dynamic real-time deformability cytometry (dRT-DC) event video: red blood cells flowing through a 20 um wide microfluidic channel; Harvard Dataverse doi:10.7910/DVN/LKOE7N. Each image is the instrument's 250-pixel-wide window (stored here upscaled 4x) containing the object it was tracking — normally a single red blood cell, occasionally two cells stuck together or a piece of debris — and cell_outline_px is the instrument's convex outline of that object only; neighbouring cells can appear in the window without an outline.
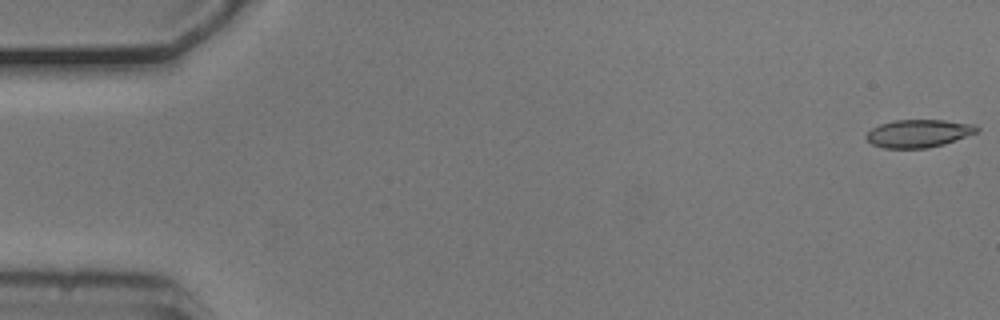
{"species": "common noctule bat (a hibernating species)", "species_latin": "Nyctalus noctula", "temperature_condition": "cold", "stored_images_in_passage": 54, "camera_frame_rate_fps": 3000, "um_per_image_px": 0.085, "animal": {"sex": "male", "body_mass_g": 20.5, "forearm_length_mm": 52.5}, "frame": {"image": 1, "passage_image": 1, "time_ms": 0.0, "image_size_px": [1000, 320], "cell_outline_px": [[980, 128], [976, 132], [944, 144], [928, 148], [884, 148], [872, 144], [868, 140], [868, 132], [872, 128], [880, 124], [892, 120], [944, 120], [976, 124]], "centroid_in_image_um": [78.09, 11.33], "position_along_channel_um": 6.9, "area_um2": 17.8}}
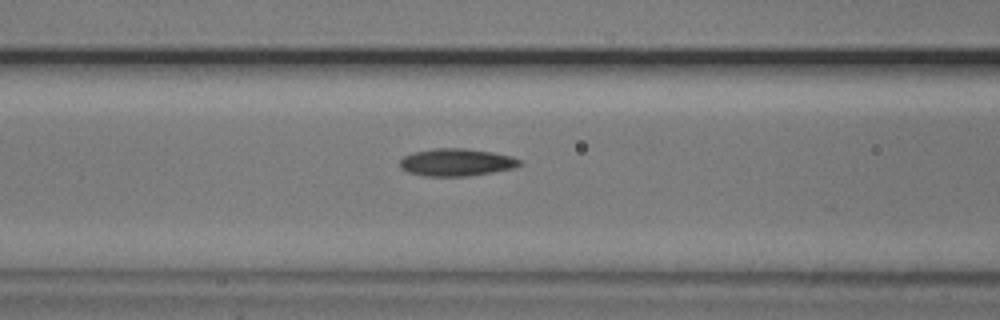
{"frame": {"image": 2, "passage_image": 22, "time_ms": 7.0, "image_size_px": [1000, 320], "cell_outline_px": [[524, 164], [512, 168], [492, 172], [468, 176], [424, 176], [408, 172], [400, 168], [400, 160], [404, 156], [412, 152], [432, 148], [464, 148], [492, 152], [512, 156], [520, 160]], "centroid_in_image_um": [38.78, 13.79], "position_along_channel_um": 127.8, "area_um2": 19.25}}
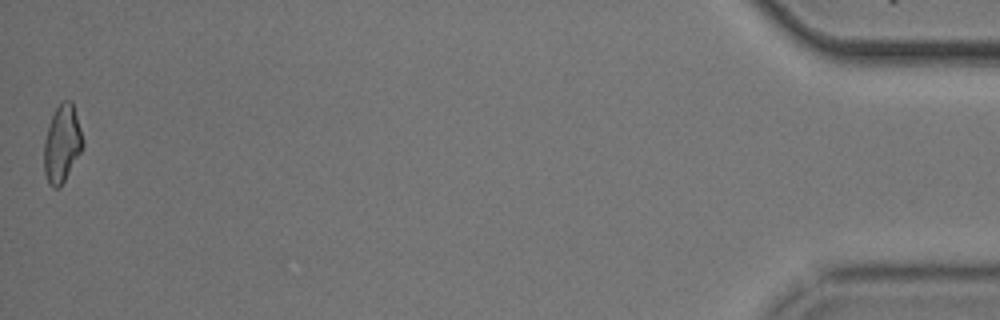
{"frame": {"image": 3, "passage_image": 54, "time_ms": 17.667, "image_size_px": [1000, 320], "cell_outline_px": [[84, 144], [80, 152], [60, 188], [52, 188], [48, 184], [44, 172], [44, 140], [52, 116], [56, 108], [64, 100], [72, 100], [84, 140]], "centroid_in_image_um": [5.27, 12.23], "position_along_channel_um": 429.9, "area_um2": 17.4}, "authors_computed_cell_mechanics": {"area_um2": 18.207, "velocity_mm_per_s": 3.7303, "shape_relaxation_time_tau1_ms": 3.4964, "shape_relaxation_time_tau2_ms": 4.1195, "deformation_change_tau1": 0.1321, "deformation_change_tau2": 0.119}}